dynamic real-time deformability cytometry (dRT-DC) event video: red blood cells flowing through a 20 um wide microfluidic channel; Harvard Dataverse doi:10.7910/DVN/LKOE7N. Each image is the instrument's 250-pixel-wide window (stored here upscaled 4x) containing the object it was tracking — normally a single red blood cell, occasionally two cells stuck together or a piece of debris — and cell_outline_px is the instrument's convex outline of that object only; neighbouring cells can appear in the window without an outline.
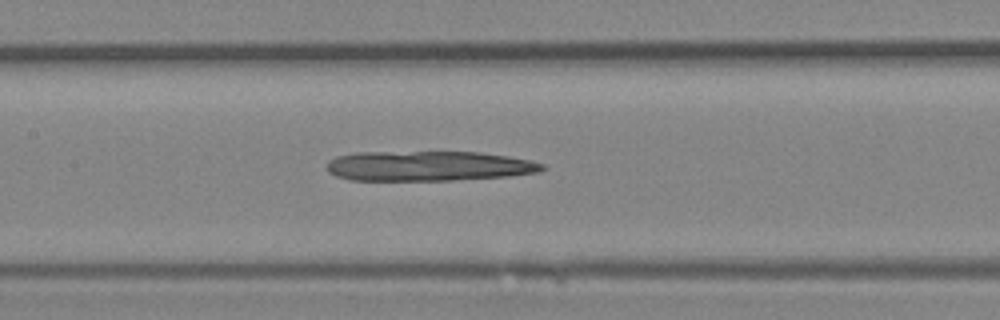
{"species": "Egyptian fruit bat (a non-hibernating species)", "species_latin": "Rousettus aegyptiacus", "temperature_condition": "room temperature", "stored_images_in_passage": 17, "camera_frame_rate_fps": 3000, "um_per_image_px": 0.085, "animal": {"sex": "female"}, "frame": {"image": 1, "passage_image": 10, "time_ms": 3.0, "image_size_px": [1000, 320], "cell_outline_px": [[548, 168], [540, 172], [508, 176], [452, 180], [348, 180], [336, 176], [328, 172], [328, 160], [336, 156], [356, 152], [480, 152], [508, 156], [532, 160], [544, 164]], "centroid_in_image_um": [36.45, 14.11], "position_along_channel_um": 171.0, "area_um2": 37.86}}
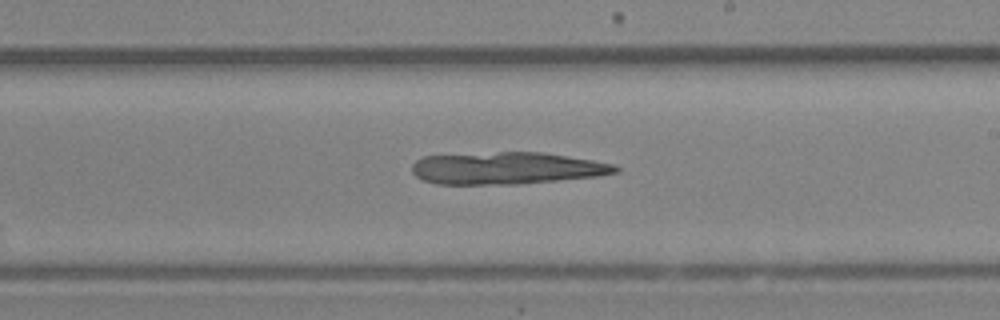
{"frame": {"image": 2, "passage_image": 14, "time_ms": 4.333, "image_size_px": [1000, 320], "cell_outline_px": [[620, 172], [600, 176], [520, 184], [436, 184], [424, 180], [416, 176], [412, 172], [412, 164], [416, 160], [424, 156], [500, 152], [544, 152], [616, 164], [620, 168]], "centroid_in_image_um": [43.12, 14.3], "position_along_channel_um": 245.9, "area_um2": 38.26}}
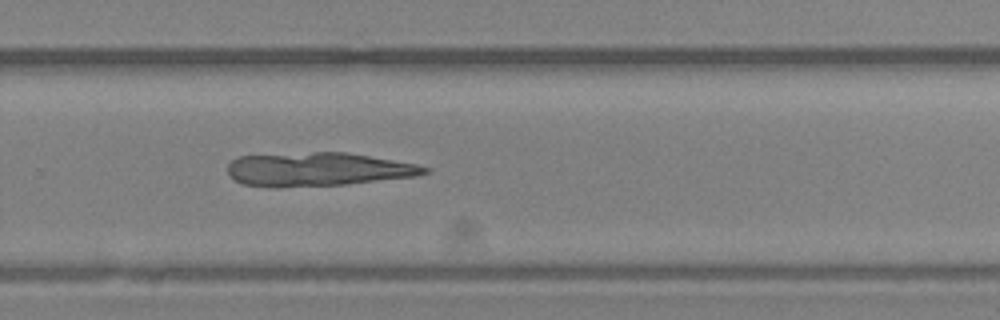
{"frame": {"image": 3, "passage_image": 17, "time_ms": 5.333, "image_size_px": [1000, 320], "cell_outline_px": [[432, 168], [428, 172], [416, 176], [344, 184], [244, 184], [236, 180], [228, 172], [228, 164], [232, 160], [240, 156], [316, 152], [348, 152], [416, 164]], "centroid_in_image_um": [27.13, 14.34], "position_along_channel_um": 302.7, "area_um2": 36.93}}